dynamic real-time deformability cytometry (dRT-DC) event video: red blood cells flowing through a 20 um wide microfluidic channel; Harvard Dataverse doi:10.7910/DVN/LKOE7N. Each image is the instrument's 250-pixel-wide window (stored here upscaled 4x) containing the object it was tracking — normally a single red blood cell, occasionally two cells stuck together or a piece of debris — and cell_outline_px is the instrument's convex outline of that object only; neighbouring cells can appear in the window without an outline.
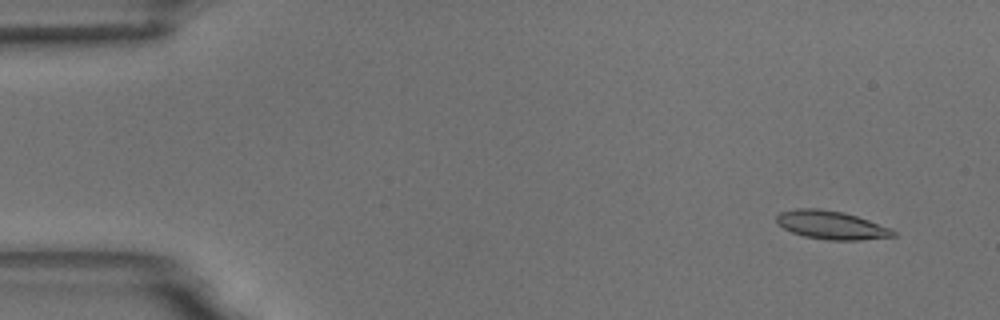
{"species": "common noctule bat (a hibernating species)", "species_latin": "Nyctalus noctula", "temperature_condition": "room temperature", "stored_images_in_passage": 54, "camera_frame_rate_fps": 3000, "um_per_image_px": 0.085, "animal": {"sex": "male", "body_mass_g": 18.8}, "frame": {"image": 1, "passage_image": 4, "time_ms": 1.0, "image_size_px": [1000, 320], "cell_outline_px": [[896, 236], [860, 240], [828, 240], [804, 236], [792, 232], [776, 224], [776, 216], [780, 212], [796, 208], [820, 208], [844, 212], [892, 228], [896, 232]], "centroid_in_image_um": [70.65, 19.12], "position_along_channel_um": 14.3, "area_um2": 19.42}}
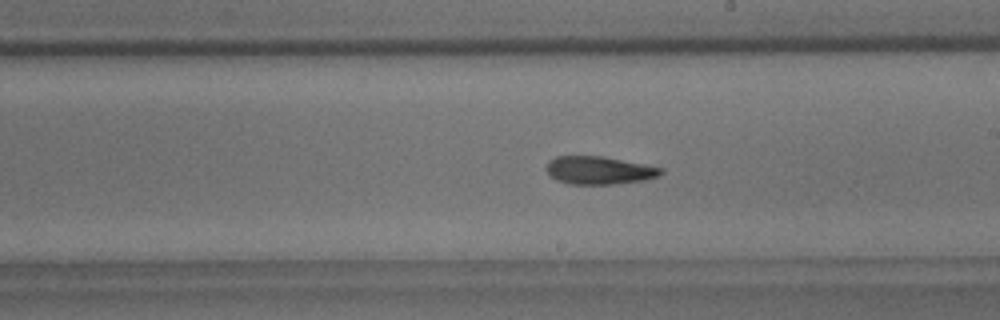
{"frame": {"image": 2, "passage_image": 31, "time_ms": 10.0, "image_size_px": [1000, 320], "cell_outline_px": [[664, 172], [660, 176], [644, 180], [616, 184], [568, 184], [556, 180], [544, 168], [548, 160], [556, 156], [604, 156], [664, 168]], "centroid_in_image_um": [50.93, 14.47], "position_along_channel_um": 238.1, "area_um2": 18.9}}
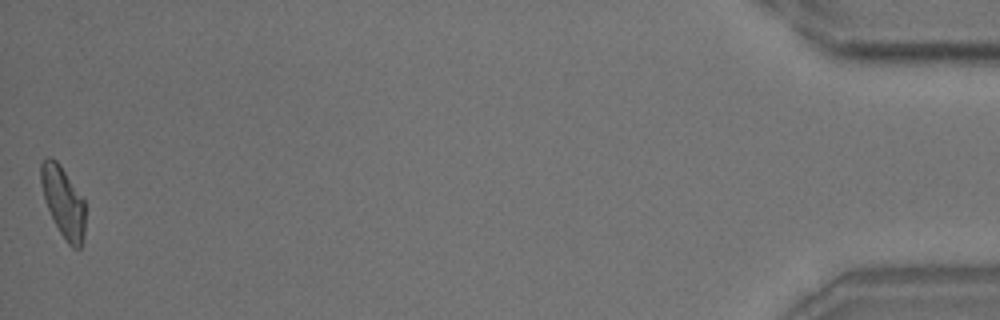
{"frame": {"image": 3, "passage_image": 54, "time_ms": 17.667, "image_size_px": [1000, 320], "cell_outline_px": [[84, 236], [80, 248], [72, 248], [68, 244], [60, 232], [44, 200], [40, 184], [40, 164], [48, 156], [52, 156], [60, 164], [84, 200]], "centroid_in_image_um": [5.35, 17.13], "position_along_channel_um": 429.8, "area_um2": 18.15}, "authors_computed_cell_mechanics": {"area_um2": 18.8139, "velocity_mm_per_s": 3.7388, "shape_relaxation_time_tau1_ms": 7.7132, "shape_relaxation_time_tau2_ms": 7.4358, "deformation_change_tau1": 0.1984, "deformation_change_tau2": 0.1539}}